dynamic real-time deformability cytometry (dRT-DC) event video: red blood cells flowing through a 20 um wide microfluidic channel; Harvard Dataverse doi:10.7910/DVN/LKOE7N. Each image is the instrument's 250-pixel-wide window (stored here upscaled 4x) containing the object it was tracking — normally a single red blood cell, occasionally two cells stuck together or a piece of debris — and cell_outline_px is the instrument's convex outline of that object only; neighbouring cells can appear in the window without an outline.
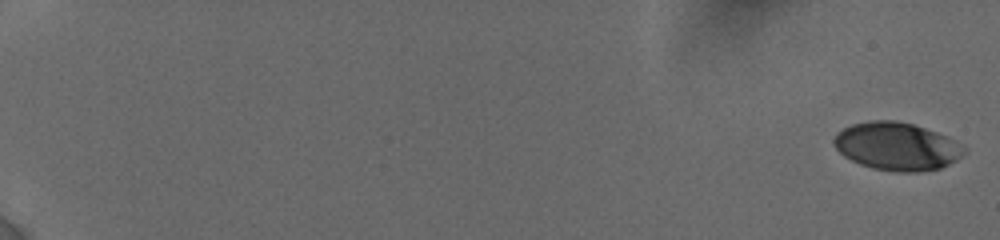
{"species": "human", "species_latin": "Homo sapiens", "temperature_condition": "cold", "stored_images_in_passage": 18, "camera_frame_rate_fps": 3000, "um_per_image_px": 0.085, "donor": {"sex": "female"}, "frame": {"image": 1, "passage_image": 1, "time_ms": 0.0, "image_size_px": [1000, 240], "cell_outline_px": [[968, 148], [956, 160], [940, 168], [920, 172], [896, 172], [872, 168], [860, 164], [844, 156], [836, 148], [832, 140], [844, 128], [852, 124], [868, 120], [896, 120], [912, 124], [936, 132]], "centroid_in_image_um": [76.22, 12.44], "position_along_channel_um": 8.8, "area_um2": 36.07}}
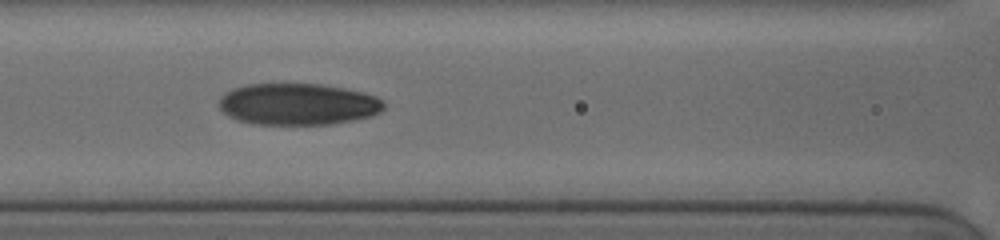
{"frame": {"image": 2, "passage_image": 16, "time_ms": 9.333, "image_size_px": [1000, 240], "cell_outline_px": [[384, 108], [380, 112], [372, 116], [332, 124], [252, 124], [236, 120], [228, 116], [220, 108], [220, 96], [224, 92], [232, 88], [244, 84], [324, 84], [364, 92], [376, 96], [384, 104]], "centroid_in_image_um": [25.3, 8.85], "position_along_channel_um": 141.3, "area_um2": 40.23}}
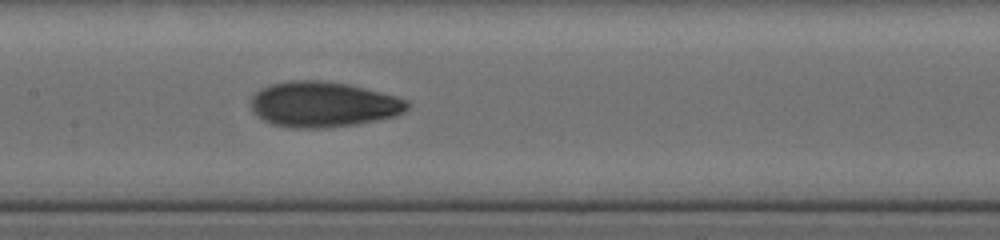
{"frame": {"image": 3, "passage_image": 18, "time_ms": 10.333, "image_size_px": [1000, 240], "cell_outline_px": [[408, 108], [404, 112], [396, 116], [356, 124], [324, 128], [292, 128], [272, 124], [264, 120], [252, 112], [248, 104], [252, 96], [260, 88], [272, 84], [292, 80], [324, 80], [348, 84], [396, 96], [408, 100]], "centroid_in_image_um": [27.43, 8.87], "position_along_channel_um": 180.0, "area_um2": 41.67}}